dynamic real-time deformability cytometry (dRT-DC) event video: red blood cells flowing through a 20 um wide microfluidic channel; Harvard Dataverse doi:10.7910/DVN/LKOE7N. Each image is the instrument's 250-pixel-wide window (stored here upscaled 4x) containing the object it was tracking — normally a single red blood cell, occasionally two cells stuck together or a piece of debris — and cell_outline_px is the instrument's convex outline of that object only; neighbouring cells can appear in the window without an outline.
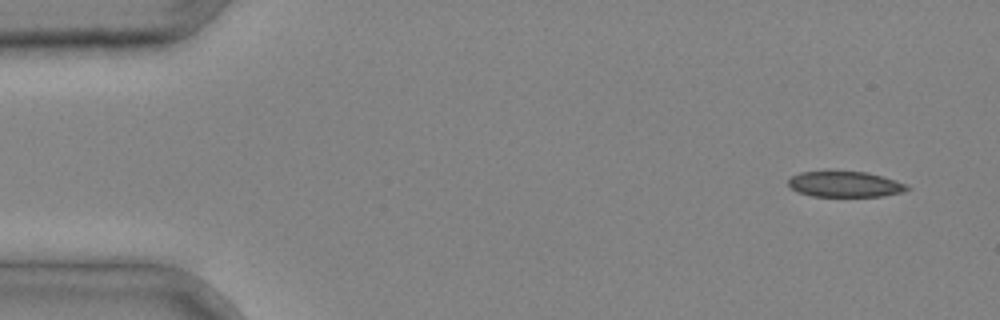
{"species": "common noctule bat (a hibernating species)", "species_latin": "Nyctalus noctula", "temperature_condition": "cold", "stored_images_in_passage": 3, "camera_frame_rate_fps": 3000, "um_per_image_px": 0.085, "animal": {"sex": "male", "body_mass_g": 20.4}, "frame": {"image": 1, "passage_image": 1, "time_ms": 0.0, "image_size_px": [1000, 320], "cell_outline_px": [[912, 188], [904, 192], [884, 196], [812, 196], [796, 192], [788, 184], [788, 180], [792, 176], [800, 172], [828, 168], [868, 172], [896, 180], [908, 184]], "centroid_in_image_um": [71.82, 15.61], "position_along_channel_um": 13.2, "area_um2": 18.79}}